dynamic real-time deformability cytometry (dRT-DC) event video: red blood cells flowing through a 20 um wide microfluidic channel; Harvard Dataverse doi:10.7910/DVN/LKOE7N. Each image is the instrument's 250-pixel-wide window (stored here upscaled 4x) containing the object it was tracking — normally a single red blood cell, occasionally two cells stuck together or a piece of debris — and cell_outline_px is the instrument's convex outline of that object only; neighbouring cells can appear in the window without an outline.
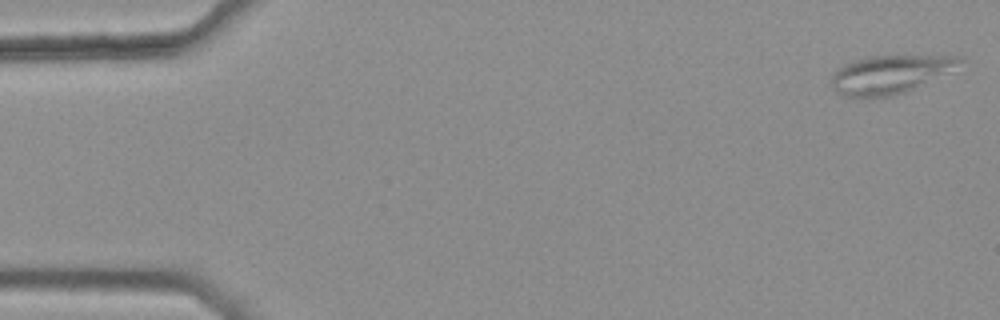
{"species": "common noctule bat (a hibernating species)", "species_latin": "Nyctalus noctula", "temperature_condition": "warm", "stored_images_in_passage": 15, "camera_frame_rate_fps": 3000, "um_per_image_px": 0.085, "animal": {"sex": "female", "body_mass_g": 25.1}, "frame": {"image": 1, "passage_image": 1, "time_ms": 0.0, "image_size_px": [1000, 320], "cell_outline_px": [[964, 60], [908, 92], [892, 96], [840, 96], [828, 84], [832, 72], [844, 64], [868, 56], [964, 56]], "centroid_in_image_um": [75.5, 6.33], "position_along_channel_um": 9.5, "area_um2": 28.09}}